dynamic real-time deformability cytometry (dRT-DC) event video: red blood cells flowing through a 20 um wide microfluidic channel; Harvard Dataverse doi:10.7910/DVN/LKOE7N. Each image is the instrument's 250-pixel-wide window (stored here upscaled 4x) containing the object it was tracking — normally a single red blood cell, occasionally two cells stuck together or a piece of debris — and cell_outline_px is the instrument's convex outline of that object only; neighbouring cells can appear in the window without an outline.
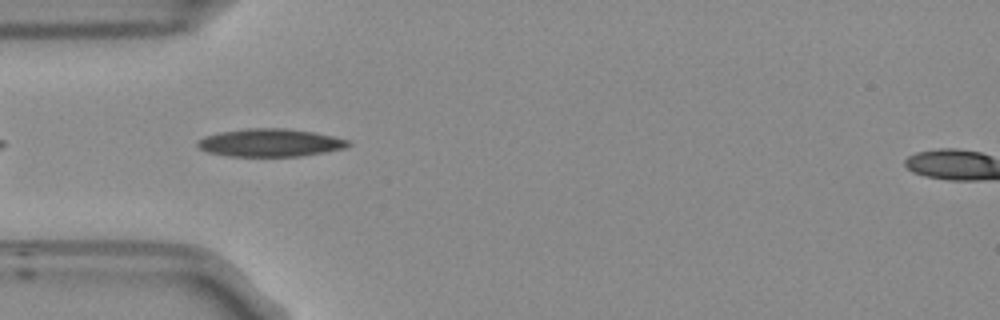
{"species": "Egyptian fruit bat (a non-hibernating species)", "species_latin": "Rousettus aegyptiacus", "temperature_condition": "room temperature", "stored_images_in_passage": 41, "camera_frame_rate_fps": 3000, "um_per_image_px": 0.085, "frame": {"image": 1, "passage_image": 3, "time_ms": 0.667, "image_size_px": [1000, 320], "cell_outline_px": [[352, 144], [344, 148], [324, 152], [300, 156], [228, 156], [208, 152], [200, 148], [196, 144], [204, 136], [220, 132], [248, 128], [284, 128], [312, 132], [332, 136], [348, 140]], "centroid_in_image_um": [22.96, 12.13], "position_along_channel_um": 62.0, "area_um2": 24.22}}
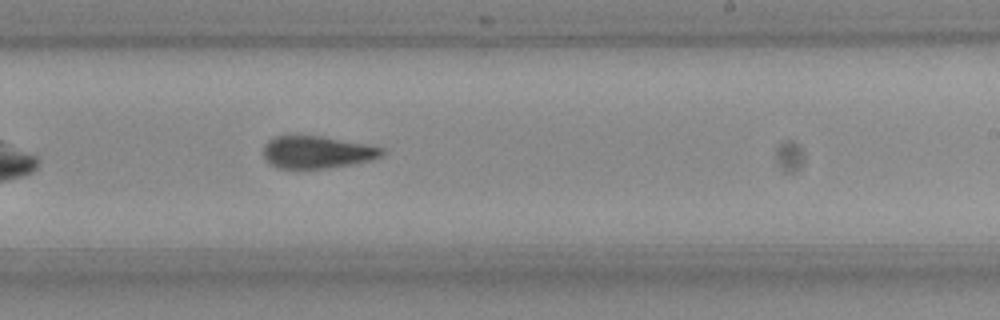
{"frame": {"image": 2, "passage_image": 19, "time_ms": 6.0, "image_size_px": [1000, 320], "cell_outline_px": [[384, 156], [372, 160], [352, 164], [324, 168], [276, 168], [264, 156], [264, 144], [268, 140], [276, 136], [320, 136], [368, 144], [384, 148]], "centroid_in_image_um": [26.99, 12.93], "position_along_channel_um": 262.0, "area_um2": 22.25}}
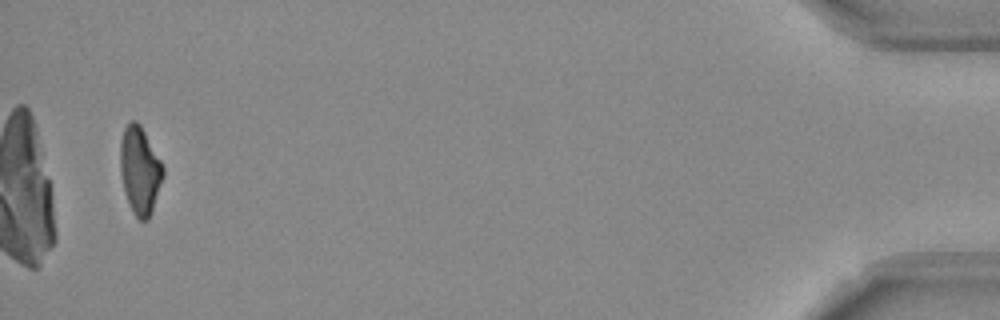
{"frame": {"image": 3, "passage_image": 39, "time_ms": 12.667, "image_size_px": [1000, 320], "cell_outline_px": [[164, 176], [152, 212], [148, 220], [140, 220], [132, 212], [124, 188], [120, 172], [120, 140], [124, 128], [128, 120], [136, 120], [140, 124], [160, 160], [164, 168]], "centroid_in_image_um": [11.89, 14.46], "position_along_channel_um": 423.3, "area_um2": 21.85}, "authors_computed_cell_mechanics": {"area_um2": 23.0044, "velocity_mm_per_s": 3.7514, "shape_relaxation_time_tau1_ms": 5.3916, "shape_relaxation_time_tau2_ms": 3.2783, "deformation_change_tau1": 0.1854, "deformation_change_tau2": 0.1008}}